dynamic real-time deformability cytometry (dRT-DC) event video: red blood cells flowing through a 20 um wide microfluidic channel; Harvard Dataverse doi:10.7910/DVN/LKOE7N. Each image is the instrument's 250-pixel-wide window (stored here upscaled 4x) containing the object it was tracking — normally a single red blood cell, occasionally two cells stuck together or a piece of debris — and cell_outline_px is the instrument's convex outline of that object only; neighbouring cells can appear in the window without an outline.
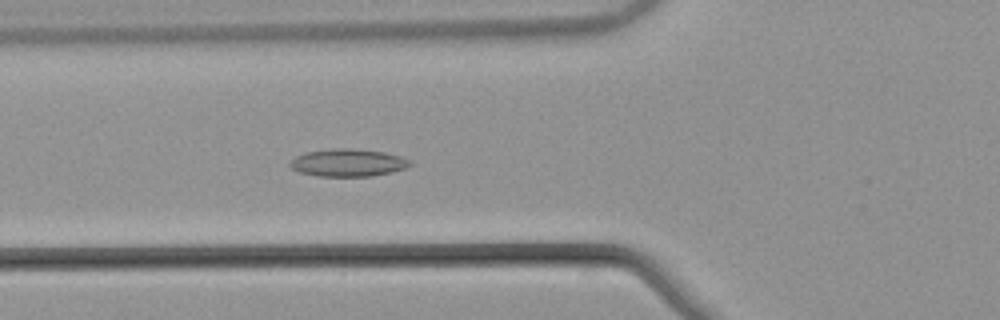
{"species": "common noctule bat (a hibernating species)", "species_latin": "Nyctalus noctula", "temperature_condition": "warm", "stored_images_in_passage": 38, "camera_frame_rate_fps": 3000, "um_per_image_px": 0.085, "animal": {"sex": "male", "body_mass_g": 21.5, "forearm_length_mm": 52.0}, "frame": {"image": 1, "passage_image": 13, "time_ms": 4.0, "image_size_px": [1000, 320], "cell_outline_px": [[412, 164], [404, 168], [392, 172], [372, 176], [316, 176], [300, 172], [292, 168], [288, 164], [296, 156], [308, 152], [332, 148], [348, 148], [384, 152], [400, 156], [408, 160]], "centroid_in_image_um": [29.56, 13.83], "position_along_channel_um": 96.2, "area_um2": 19.07}}
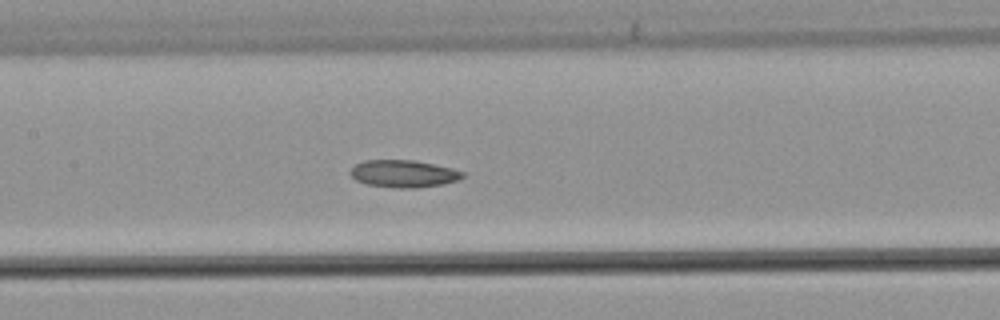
{"frame": {"image": 2, "passage_image": 19, "time_ms": 6.0, "image_size_px": [1000, 320], "cell_outline_px": [[464, 176], [460, 180], [444, 184], [416, 188], [392, 188], [364, 184], [356, 180], [348, 172], [356, 164], [364, 160], [412, 160], [452, 168], [464, 172]], "centroid_in_image_um": [34.29, 14.78], "position_along_channel_um": 173.1, "area_um2": 18.03}}
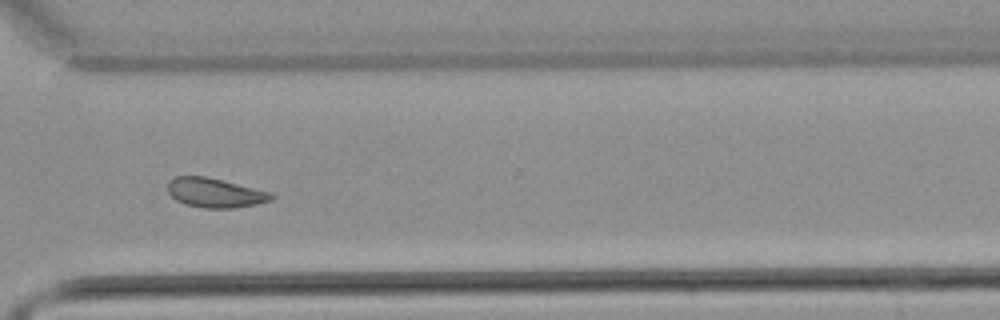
{"frame": {"image": 3, "passage_image": 33, "time_ms": 10.667, "image_size_px": [1000, 320], "cell_outline_px": [[276, 196], [272, 200], [256, 204], [232, 208], [204, 208], [184, 204], [176, 200], [168, 192], [168, 180], [176, 176], [208, 176], [272, 192]], "centroid_in_image_um": [18.29, 16.38], "position_along_channel_um": 352.3, "area_um2": 17.98}}